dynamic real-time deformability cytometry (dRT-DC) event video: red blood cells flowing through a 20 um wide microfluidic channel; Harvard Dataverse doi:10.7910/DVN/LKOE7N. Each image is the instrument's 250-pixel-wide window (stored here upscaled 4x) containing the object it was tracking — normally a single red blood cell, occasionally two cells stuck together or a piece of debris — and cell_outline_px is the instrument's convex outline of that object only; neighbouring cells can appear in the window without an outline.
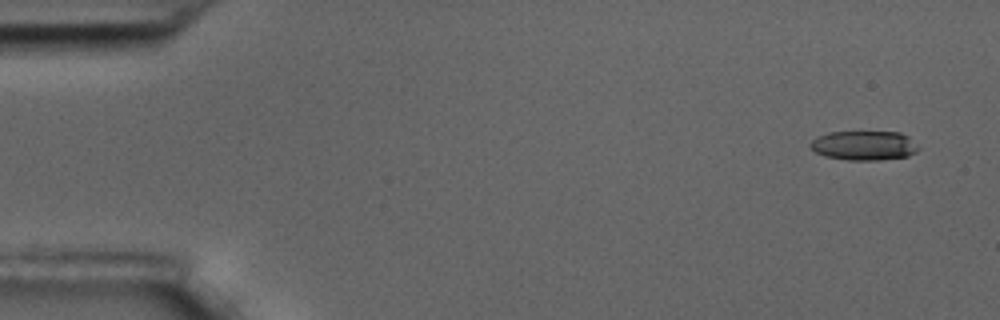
{"species": "common noctule bat (a hibernating species)", "species_latin": "Nyctalus noctula", "temperature_condition": "room temperature", "stored_images_in_passage": 13, "camera_frame_rate_fps": 3000, "um_per_image_px": 0.085, "animal": {"sex": "male", "body_mass_g": 17.5, "forearm_length_mm": 52.3}, "frame": {"image": 1, "passage_image": 1, "time_ms": 0.0, "image_size_px": [1000, 320], "cell_outline_px": [[920, 148], [916, 152], [908, 156], [880, 160], [848, 160], [824, 156], [816, 152], [808, 144], [816, 136], [828, 132], [900, 132], [908, 136]], "centroid_in_image_um": [73.44, 12.37], "position_along_channel_um": 11.6, "area_um2": 18.61}}
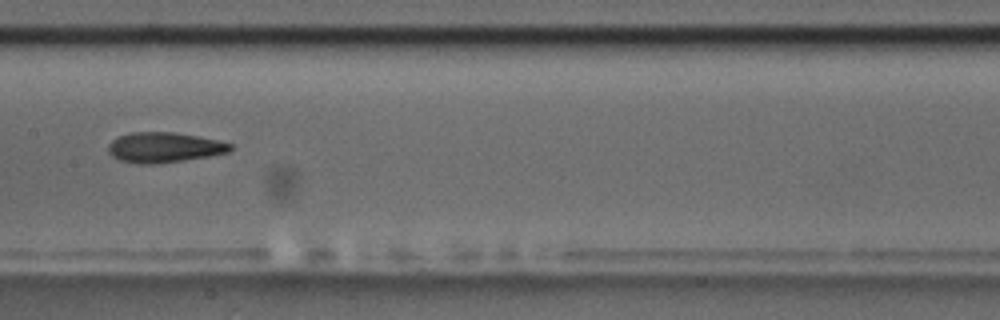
{"frame": {"image": 2, "passage_image": 8, "time_ms": 2.333, "image_size_px": [1000, 320], "cell_outline_px": [[232, 148], [228, 152], [208, 156], [184, 160], [156, 164], [140, 164], [120, 160], [112, 156], [108, 152], [108, 144], [112, 140], [120, 136], [132, 132], [172, 132], [196, 136], [216, 140], [232, 144]], "centroid_in_image_um": [13.92, 12.53], "position_along_channel_um": 193.5, "area_um2": 21.27}}
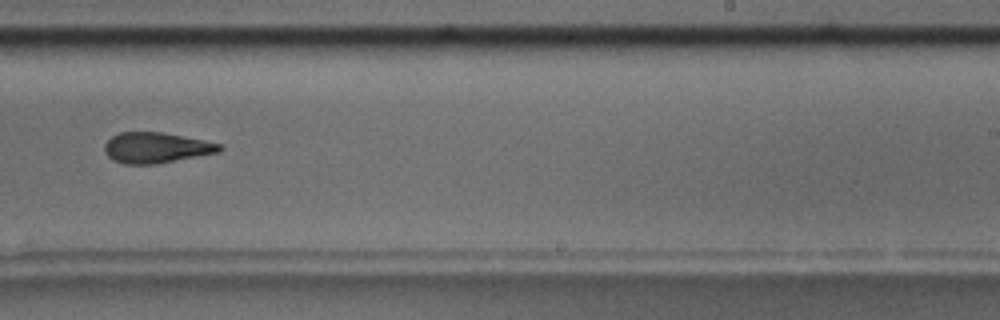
{"frame": {"image": 3, "passage_image": 10, "time_ms": 3.0, "image_size_px": [1000, 320], "cell_outline_px": [[224, 148], [220, 152], [156, 164], [124, 164], [112, 160], [104, 152], [104, 144], [112, 136], [120, 132], [164, 132], [224, 144]], "centroid_in_image_um": [13.3, 12.55], "position_along_channel_um": 275.7, "area_um2": 20.75}}